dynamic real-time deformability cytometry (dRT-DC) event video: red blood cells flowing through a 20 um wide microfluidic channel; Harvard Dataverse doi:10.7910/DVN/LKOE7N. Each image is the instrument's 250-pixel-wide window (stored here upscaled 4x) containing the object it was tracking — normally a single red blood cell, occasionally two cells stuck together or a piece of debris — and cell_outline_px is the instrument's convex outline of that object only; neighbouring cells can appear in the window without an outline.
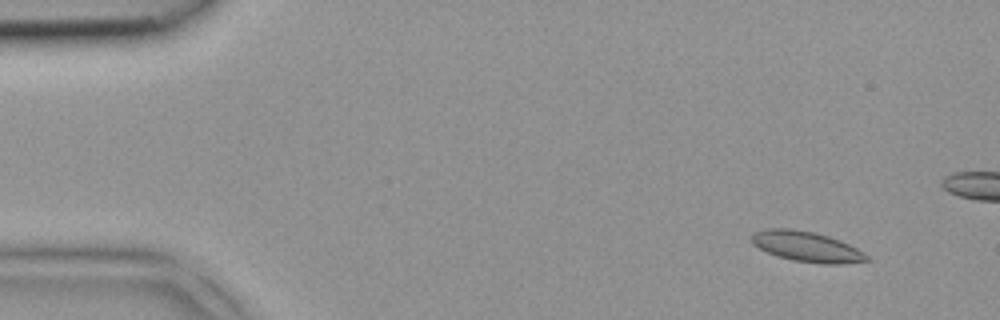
{"species": "common noctule bat (a hibernating species)", "species_latin": "Nyctalus noctula", "temperature_condition": "room temperature", "stored_images_in_passage": 4, "camera_frame_rate_fps": 3000, "um_per_image_px": 0.085, "animal": {"sex": "female", "body_mass_g": 18.4}, "frame": {"image": 1, "passage_image": 2, "time_ms": 0.333, "image_size_px": [1000, 320], "cell_outline_px": [[872, 260], [844, 264], [824, 264], [792, 260], [776, 256], [752, 244], [752, 232], [764, 228], [788, 228], [812, 232], [828, 236], [840, 240], [856, 248], [868, 256]], "centroid_in_image_um": [68.55, 20.96], "position_along_channel_um": 16.4, "area_um2": 20.35}}